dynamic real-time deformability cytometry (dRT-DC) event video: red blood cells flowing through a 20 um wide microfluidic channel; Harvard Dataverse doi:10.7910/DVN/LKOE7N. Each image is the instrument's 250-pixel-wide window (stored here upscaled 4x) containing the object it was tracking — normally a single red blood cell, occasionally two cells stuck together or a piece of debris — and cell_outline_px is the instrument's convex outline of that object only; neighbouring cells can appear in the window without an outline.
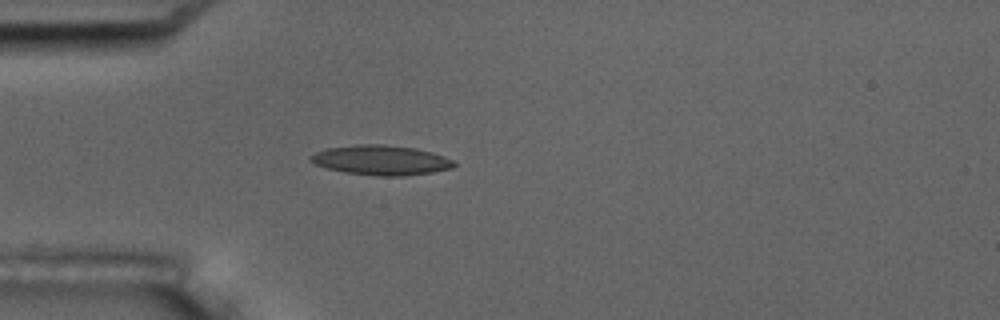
{"species": "common noctule bat (a hibernating species)", "species_latin": "Nyctalus noctula", "temperature_condition": "room temperature", "stored_images_in_passage": 34, "camera_frame_rate_fps": 3000, "um_per_image_px": 0.085, "animal": {"sex": "male", "body_mass_g": 17.5, "forearm_length_mm": 52.3}, "frame": {"image": 1, "passage_image": 6, "time_ms": 1.667, "image_size_px": [1000, 320], "cell_outline_px": [[456, 164], [452, 168], [432, 172], [400, 176], [380, 176], [344, 172], [328, 168], [316, 164], [308, 160], [308, 156], [316, 152], [328, 148], [356, 144], [384, 144], [416, 148], [432, 152], [444, 156], [452, 160]], "centroid_in_image_um": [32.38, 13.6], "position_along_channel_um": 52.6, "area_um2": 24.85}}
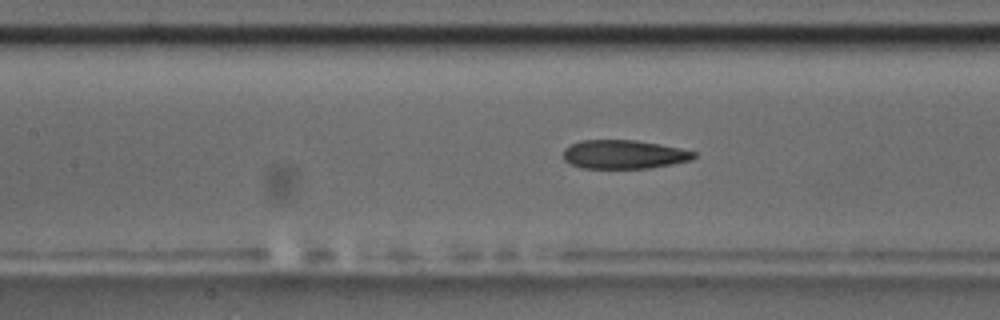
{"frame": {"image": 2, "passage_image": 15, "time_ms": 4.667, "image_size_px": [1000, 320], "cell_outline_px": [[696, 156], [692, 160], [672, 164], [648, 168], [580, 168], [568, 164], [564, 160], [564, 148], [580, 140], [632, 140], [660, 144], [680, 148], [696, 152]], "centroid_in_image_um": [53.01, 13.13], "position_along_channel_um": 154.4, "area_um2": 21.96}, "authors_computed_cell_mechanics": {"area_um2": 22.9177, "velocity_mm_per_s": 3.6746, "shape_relaxation_time_tau1_ms": 7.551, "shape_relaxation_time_tau2_ms": 4.0134, "deformation_change_tau1": 0.1996, "deformation_change_tau2": 0.1263}}